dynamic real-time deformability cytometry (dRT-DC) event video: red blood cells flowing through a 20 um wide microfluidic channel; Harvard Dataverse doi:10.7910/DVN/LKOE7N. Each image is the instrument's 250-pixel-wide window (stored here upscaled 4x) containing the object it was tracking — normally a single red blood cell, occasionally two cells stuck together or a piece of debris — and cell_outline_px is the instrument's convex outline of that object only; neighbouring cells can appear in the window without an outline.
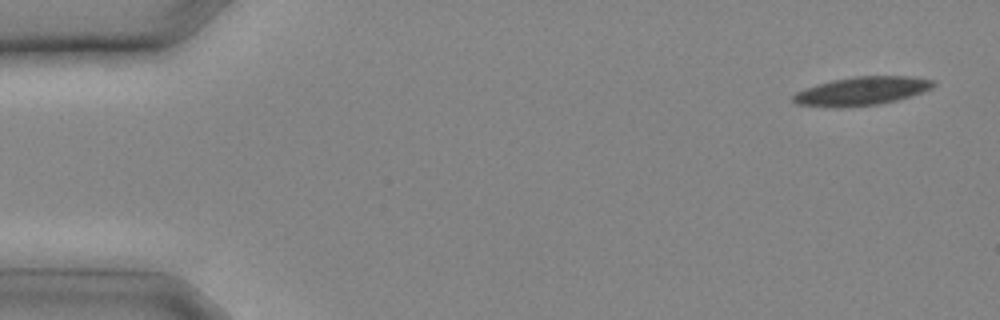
{"species": "common noctule bat (a hibernating species)", "species_latin": "Nyctalus noctula", "temperature_condition": "cold", "stored_images_in_passage": 7, "camera_frame_rate_fps": 3000, "um_per_image_px": 0.085, "animal": {"sex": "male", "body_mass_g": 20.4}, "frame": {"image": 1, "passage_image": 1, "time_ms": 0.0, "image_size_px": [1000, 320], "cell_outline_px": [[936, 84], [932, 88], [896, 100], [876, 104], [840, 108], [836, 108], [796, 104], [792, 100], [792, 96], [796, 92], [816, 84], [832, 80], [852, 76], [912, 76], [936, 80]], "centroid_in_image_um": [73.22, 7.73], "position_along_channel_um": 11.8, "area_um2": 23.29}}